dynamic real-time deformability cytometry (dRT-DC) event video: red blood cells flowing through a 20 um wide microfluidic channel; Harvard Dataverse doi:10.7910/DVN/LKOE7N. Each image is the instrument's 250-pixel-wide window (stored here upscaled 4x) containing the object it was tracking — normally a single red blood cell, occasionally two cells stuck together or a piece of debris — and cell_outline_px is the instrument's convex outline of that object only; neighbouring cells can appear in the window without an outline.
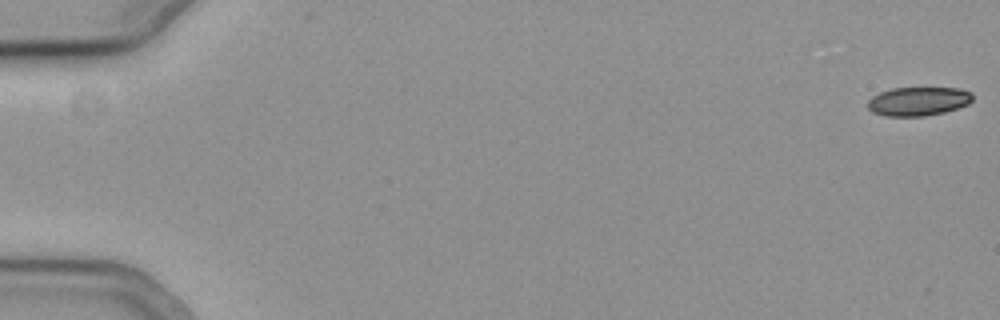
{"species": "common noctule bat (a hibernating species)", "species_latin": "Nyctalus noctula", "temperature_condition": "cold", "stored_images_in_passage": 19, "camera_frame_rate_fps": 3000, "um_per_image_px": 0.085, "animal": {"sex": "female", "body_mass_g": 19.3, "forearm_length_mm": 54.1}, "frame": {"image": 1, "passage_image": 1, "time_ms": 0.0, "image_size_px": [1000, 320], "cell_outline_px": [[972, 100], [968, 104], [944, 112], [924, 116], [888, 116], [872, 112], [868, 108], [868, 100], [872, 96], [880, 92], [892, 88], [960, 88], [972, 92]], "centroid_in_image_um": [78.05, 8.6], "position_along_channel_um": 7.0, "area_um2": 17.57}}